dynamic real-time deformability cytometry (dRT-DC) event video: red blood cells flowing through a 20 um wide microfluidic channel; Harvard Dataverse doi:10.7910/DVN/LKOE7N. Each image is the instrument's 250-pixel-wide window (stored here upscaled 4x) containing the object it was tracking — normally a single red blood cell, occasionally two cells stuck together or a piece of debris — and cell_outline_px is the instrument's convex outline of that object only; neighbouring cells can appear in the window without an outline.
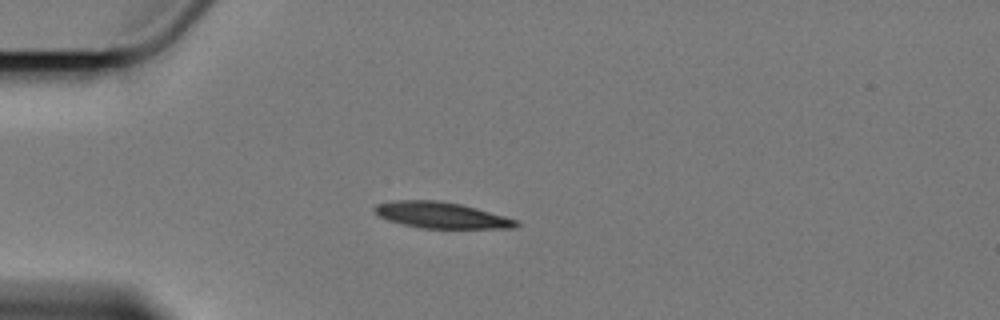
{"species": "Egyptian fruit bat (a non-hibernating species)", "species_latin": "Rousettus aegyptiacus", "temperature_condition": "cold", "stored_images_in_passage": 5, "camera_frame_rate_fps": 3000, "um_per_image_px": 0.085, "animal": {"sex": "female"}, "frame": {"image": 1, "passage_image": 4, "time_ms": 3.667, "image_size_px": [1000, 320], "cell_outline_px": [[520, 224], [516, 228], [420, 228], [388, 220], [376, 216], [372, 208], [376, 204], [396, 200], [436, 200], [460, 204], [476, 208], [504, 216], [516, 220]], "centroid_in_image_um": [37.46, 18.29], "position_along_channel_um": 47.5, "area_um2": 21.5}}